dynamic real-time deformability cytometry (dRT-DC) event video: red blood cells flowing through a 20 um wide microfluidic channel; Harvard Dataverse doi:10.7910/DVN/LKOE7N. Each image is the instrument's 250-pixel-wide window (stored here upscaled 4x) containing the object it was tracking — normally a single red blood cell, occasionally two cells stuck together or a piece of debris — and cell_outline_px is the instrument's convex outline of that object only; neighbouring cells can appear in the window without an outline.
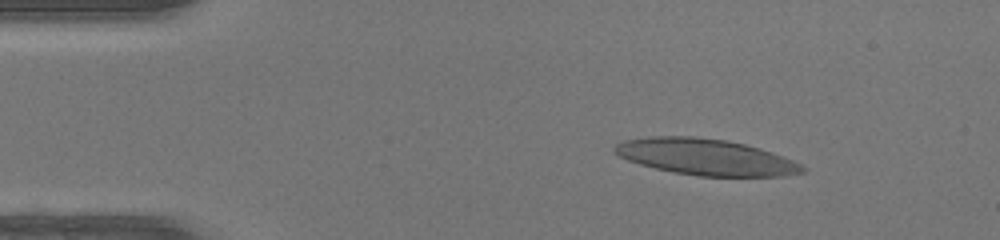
{"species": "human", "species_latin": "Homo sapiens", "temperature_condition": "warm", "stored_images_in_passage": 47, "camera_frame_rate_fps": 3000, "um_per_image_px": 0.085, "donor": {"sex": "female"}, "frame": {"image": 1, "passage_image": 7, "time_ms": 2.0, "image_size_px": [1000, 240], "cell_outline_px": [[808, 168], [804, 172], [784, 176], [700, 176], [676, 172], [656, 168], [640, 164], [628, 160], [620, 156], [612, 148], [616, 144], [624, 140], [648, 136], [696, 136], [728, 140], [760, 148], [772, 152], [792, 160]], "centroid_in_image_um": [60.0, 13.33], "position_along_channel_um": 25.0, "area_um2": 39.54}}
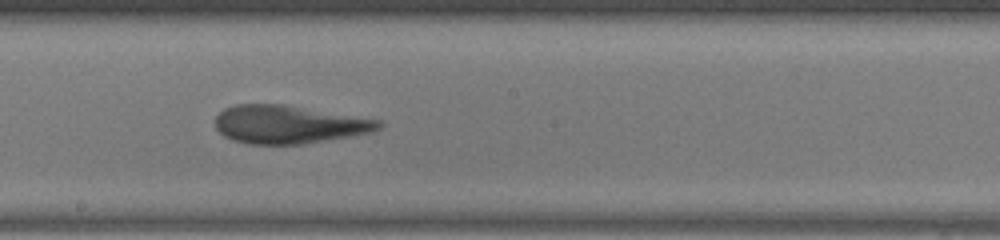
{"frame": {"image": 2, "passage_image": 26, "time_ms": 8.333, "image_size_px": [1000, 240], "cell_outline_px": [[384, 124], [380, 128], [372, 132], [304, 144], [248, 144], [232, 140], [224, 136], [216, 128], [216, 116], [224, 108], [236, 104], [284, 104], [380, 120]], "centroid_in_image_um": [24.53, 10.57], "position_along_channel_um": 223.7, "area_um2": 36.3}}
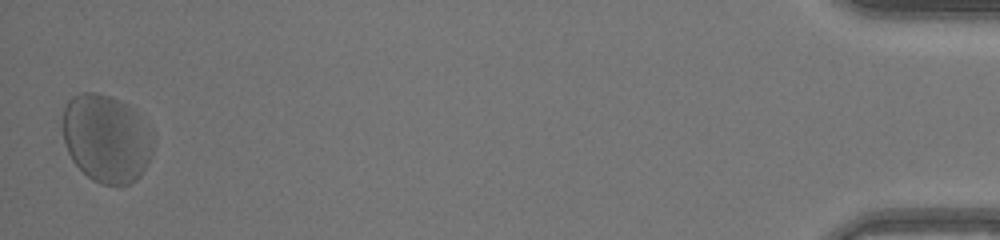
{"frame": {"image": 3, "passage_image": 47, "time_ms": 15.333, "image_size_px": [1000, 240], "cell_outline_px": [[156, 144], [152, 156], [148, 164], [140, 176], [136, 180], [120, 188], [100, 184], [92, 180], [72, 160], [68, 152], [64, 140], [64, 108], [68, 100], [72, 96], [80, 92], [96, 92], [112, 96], [128, 104], [152, 128], [156, 140]], "centroid_in_image_um": [9.12, 11.78], "position_along_channel_um": 426.1, "area_um2": 47.57}, "authors_computed_cell_mechanics": {"area_um2": 39.4196, "velocity_mm_per_s": 4.2701, "shape_relaxation_time_tau1_ms": 3.8131, "shape_relaxation_time_tau2_ms": 1.7818, "deformation_change_tau1": 0.1416, "deformation_change_tau2": 0.1058}}